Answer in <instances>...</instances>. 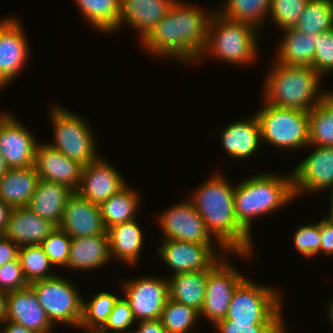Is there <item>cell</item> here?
Segmentation results:
<instances>
[{
	"instance_id": "21",
	"label": "cell",
	"mask_w": 333,
	"mask_h": 333,
	"mask_svg": "<svg viewBox=\"0 0 333 333\" xmlns=\"http://www.w3.org/2000/svg\"><path fill=\"white\" fill-rule=\"evenodd\" d=\"M57 226L35 214L28 207H16L11 210L5 231V237L19 247L24 245H41Z\"/></svg>"
},
{
	"instance_id": "46",
	"label": "cell",
	"mask_w": 333,
	"mask_h": 333,
	"mask_svg": "<svg viewBox=\"0 0 333 333\" xmlns=\"http://www.w3.org/2000/svg\"><path fill=\"white\" fill-rule=\"evenodd\" d=\"M321 248L320 252L333 255V223L324 218L321 220Z\"/></svg>"
},
{
	"instance_id": "19",
	"label": "cell",
	"mask_w": 333,
	"mask_h": 333,
	"mask_svg": "<svg viewBox=\"0 0 333 333\" xmlns=\"http://www.w3.org/2000/svg\"><path fill=\"white\" fill-rule=\"evenodd\" d=\"M126 185L121 174L106 160L98 157L83 166L81 184L77 192L85 199L100 205Z\"/></svg>"
},
{
	"instance_id": "10",
	"label": "cell",
	"mask_w": 333,
	"mask_h": 333,
	"mask_svg": "<svg viewBox=\"0 0 333 333\" xmlns=\"http://www.w3.org/2000/svg\"><path fill=\"white\" fill-rule=\"evenodd\" d=\"M245 278L224 257L207 270L206 295L199 317L209 319L213 325L226 318L232 295Z\"/></svg>"
},
{
	"instance_id": "36",
	"label": "cell",
	"mask_w": 333,
	"mask_h": 333,
	"mask_svg": "<svg viewBox=\"0 0 333 333\" xmlns=\"http://www.w3.org/2000/svg\"><path fill=\"white\" fill-rule=\"evenodd\" d=\"M25 278L28 283L49 279L55 277L56 274H51L53 265L50 263L41 245H24L19 248L18 256Z\"/></svg>"
},
{
	"instance_id": "13",
	"label": "cell",
	"mask_w": 333,
	"mask_h": 333,
	"mask_svg": "<svg viewBox=\"0 0 333 333\" xmlns=\"http://www.w3.org/2000/svg\"><path fill=\"white\" fill-rule=\"evenodd\" d=\"M158 248V255L174 270V274L210 270L224 257L216 254L211 244L181 242L163 239Z\"/></svg>"
},
{
	"instance_id": "39",
	"label": "cell",
	"mask_w": 333,
	"mask_h": 333,
	"mask_svg": "<svg viewBox=\"0 0 333 333\" xmlns=\"http://www.w3.org/2000/svg\"><path fill=\"white\" fill-rule=\"evenodd\" d=\"M71 237L59 227H56L43 241V247L50 263L54 266L65 267L68 263Z\"/></svg>"
},
{
	"instance_id": "42",
	"label": "cell",
	"mask_w": 333,
	"mask_h": 333,
	"mask_svg": "<svg viewBox=\"0 0 333 333\" xmlns=\"http://www.w3.org/2000/svg\"><path fill=\"white\" fill-rule=\"evenodd\" d=\"M135 321L129 303L125 298H119L107 322L99 331L101 333H132L129 327L134 326ZM111 330L113 331L110 332Z\"/></svg>"
},
{
	"instance_id": "38",
	"label": "cell",
	"mask_w": 333,
	"mask_h": 333,
	"mask_svg": "<svg viewBox=\"0 0 333 333\" xmlns=\"http://www.w3.org/2000/svg\"><path fill=\"white\" fill-rule=\"evenodd\" d=\"M309 0H271L269 15L284 30L296 27Z\"/></svg>"
},
{
	"instance_id": "48",
	"label": "cell",
	"mask_w": 333,
	"mask_h": 333,
	"mask_svg": "<svg viewBox=\"0 0 333 333\" xmlns=\"http://www.w3.org/2000/svg\"><path fill=\"white\" fill-rule=\"evenodd\" d=\"M0 324H6V327L2 328L1 333H39L34 330L28 329L17 322H12L6 319Z\"/></svg>"
},
{
	"instance_id": "53",
	"label": "cell",
	"mask_w": 333,
	"mask_h": 333,
	"mask_svg": "<svg viewBox=\"0 0 333 333\" xmlns=\"http://www.w3.org/2000/svg\"><path fill=\"white\" fill-rule=\"evenodd\" d=\"M331 191V199H330V216H328L326 219H328L331 223H333V190Z\"/></svg>"
},
{
	"instance_id": "32",
	"label": "cell",
	"mask_w": 333,
	"mask_h": 333,
	"mask_svg": "<svg viewBox=\"0 0 333 333\" xmlns=\"http://www.w3.org/2000/svg\"><path fill=\"white\" fill-rule=\"evenodd\" d=\"M309 145L333 147V92L309 111Z\"/></svg>"
},
{
	"instance_id": "29",
	"label": "cell",
	"mask_w": 333,
	"mask_h": 333,
	"mask_svg": "<svg viewBox=\"0 0 333 333\" xmlns=\"http://www.w3.org/2000/svg\"><path fill=\"white\" fill-rule=\"evenodd\" d=\"M169 299L201 311L207 286V270L179 273L170 276Z\"/></svg>"
},
{
	"instance_id": "33",
	"label": "cell",
	"mask_w": 333,
	"mask_h": 333,
	"mask_svg": "<svg viewBox=\"0 0 333 333\" xmlns=\"http://www.w3.org/2000/svg\"><path fill=\"white\" fill-rule=\"evenodd\" d=\"M223 3L221 9H217L219 14L225 18L252 25L257 30L264 26L263 23L269 16L271 6V0H226Z\"/></svg>"
},
{
	"instance_id": "34",
	"label": "cell",
	"mask_w": 333,
	"mask_h": 333,
	"mask_svg": "<svg viewBox=\"0 0 333 333\" xmlns=\"http://www.w3.org/2000/svg\"><path fill=\"white\" fill-rule=\"evenodd\" d=\"M295 29L312 35L333 29V0H309Z\"/></svg>"
},
{
	"instance_id": "43",
	"label": "cell",
	"mask_w": 333,
	"mask_h": 333,
	"mask_svg": "<svg viewBox=\"0 0 333 333\" xmlns=\"http://www.w3.org/2000/svg\"><path fill=\"white\" fill-rule=\"evenodd\" d=\"M19 258L0 267V290L10 293L28 287Z\"/></svg>"
},
{
	"instance_id": "47",
	"label": "cell",
	"mask_w": 333,
	"mask_h": 333,
	"mask_svg": "<svg viewBox=\"0 0 333 333\" xmlns=\"http://www.w3.org/2000/svg\"><path fill=\"white\" fill-rule=\"evenodd\" d=\"M137 327L133 333H168L160 319L139 321Z\"/></svg>"
},
{
	"instance_id": "20",
	"label": "cell",
	"mask_w": 333,
	"mask_h": 333,
	"mask_svg": "<svg viewBox=\"0 0 333 333\" xmlns=\"http://www.w3.org/2000/svg\"><path fill=\"white\" fill-rule=\"evenodd\" d=\"M6 320L39 333H51L54 326L30 286L8 293Z\"/></svg>"
},
{
	"instance_id": "2",
	"label": "cell",
	"mask_w": 333,
	"mask_h": 333,
	"mask_svg": "<svg viewBox=\"0 0 333 333\" xmlns=\"http://www.w3.org/2000/svg\"><path fill=\"white\" fill-rule=\"evenodd\" d=\"M213 175L194 191L192 199L189 200L223 253L233 252L248 258L253 252L252 237L237 221L235 187L231 186L223 175Z\"/></svg>"
},
{
	"instance_id": "52",
	"label": "cell",
	"mask_w": 333,
	"mask_h": 333,
	"mask_svg": "<svg viewBox=\"0 0 333 333\" xmlns=\"http://www.w3.org/2000/svg\"><path fill=\"white\" fill-rule=\"evenodd\" d=\"M8 170V167L5 163L4 156L0 153V178Z\"/></svg>"
},
{
	"instance_id": "5",
	"label": "cell",
	"mask_w": 333,
	"mask_h": 333,
	"mask_svg": "<svg viewBox=\"0 0 333 333\" xmlns=\"http://www.w3.org/2000/svg\"><path fill=\"white\" fill-rule=\"evenodd\" d=\"M257 31L252 25L225 18L213 11L207 28L206 45L198 61L211 53L214 58L229 64L252 63L258 57Z\"/></svg>"
},
{
	"instance_id": "35",
	"label": "cell",
	"mask_w": 333,
	"mask_h": 333,
	"mask_svg": "<svg viewBox=\"0 0 333 333\" xmlns=\"http://www.w3.org/2000/svg\"><path fill=\"white\" fill-rule=\"evenodd\" d=\"M92 298L87 303L83 300L82 319L79 327H83L86 331H99L107 322L119 297L101 291Z\"/></svg>"
},
{
	"instance_id": "23",
	"label": "cell",
	"mask_w": 333,
	"mask_h": 333,
	"mask_svg": "<svg viewBox=\"0 0 333 333\" xmlns=\"http://www.w3.org/2000/svg\"><path fill=\"white\" fill-rule=\"evenodd\" d=\"M221 144L224 151L235 159L253 156L261 141V127L256 114L248 120L235 121L221 132Z\"/></svg>"
},
{
	"instance_id": "41",
	"label": "cell",
	"mask_w": 333,
	"mask_h": 333,
	"mask_svg": "<svg viewBox=\"0 0 333 333\" xmlns=\"http://www.w3.org/2000/svg\"><path fill=\"white\" fill-rule=\"evenodd\" d=\"M321 220L317 224L304 225L298 228L294 234V245L297 251L307 258L320 253L321 248Z\"/></svg>"
},
{
	"instance_id": "1",
	"label": "cell",
	"mask_w": 333,
	"mask_h": 333,
	"mask_svg": "<svg viewBox=\"0 0 333 333\" xmlns=\"http://www.w3.org/2000/svg\"><path fill=\"white\" fill-rule=\"evenodd\" d=\"M211 12L176 0L168 14L142 40V45L152 55L194 64L206 45Z\"/></svg>"
},
{
	"instance_id": "18",
	"label": "cell",
	"mask_w": 333,
	"mask_h": 333,
	"mask_svg": "<svg viewBox=\"0 0 333 333\" xmlns=\"http://www.w3.org/2000/svg\"><path fill=\"white\" fill-rule=\"evenodd\" d=\"M34 167L43 180L67 186L73 192L79 189L83 165L60 153L50 144H38Z\"/></svg>"
},
{
	"instance_id": "12",
	"label": "cell",
	"mask_w": 333,
	"mask_h": 333,
	"mask_svg": "<svg viewBox=\"0 0 333 333\" xmlns=\"http://www.w3.org/2000/svg\"><path fill=\"white\" fill-rule=\"evenodd\" d=\"M158 218L164 234L163 239L212 244V236L207 231L203 219L188 199L163 211Z\"/></svg>"
},
{
	"instance_id": "7",
	"label": "cell",
	"mask_w": 333,
	"mask_h": 333,
	"mask_svg": "<svg viewBox=\"0 0 333 333\" xmlns=\"http://www.w3.org/2000/svg\"><path fill=\"white\" fill-rule=\"evenodd\" d=\"M256 116L261 127V141L282 149L309 146V111L265 103Z\"/></svg>"
},
{
	"instance_id": "31",
	"label": "cell",
	"mask_w": 333,
	"mask_h": 333,
	"mask_svg": "<svg viewBox=\"0 0 333 333\" xmlns=\"http://www.w3.org/2000/svg\"><path fill=\"white\" fill-rule=\"evenodd\" d=\"M87 22L101 32L118 30L121 0H75Z\"/></svg>"
},
{
	"instance_id": "51",
	"label": "cell",
	"mask_w": 333,
	"mask_h": 333,
	"mask_svg": "<svg viewBox=\"0 0 333 333\" xmlns=\"http://www.w3.org/2000/svg\"><path fill=\"white\" fill-rule=\"evenodd\" d=\"M284 319H281L273 328H272V330L269 332V333H287L286 331H285V326L286 325H284V321H283Z\"/></svg>"
},
{
	"instance_id": "45",
	"label": "cell",
	"mask_w": 333,
	"mask_h": 333,
	"mask_svg": "<svg viewBox=\"0 0 333 333\" xmlns=\"http://www.w3.org/2000/svg\"><path fill=\"white\" fill-rule=\"evenodd\" d=\"M19 246L0 234V267L5 263L18 259Z\"/></svg>"
},
{
	"instance_id": "16",
	"label": "cell",
	"mask_w": 333,
	"mask_h": 333,
	"mask_svg": "<svg viewBox=\"0 0 333 333\" xmlns=\"http://www.w3.org/2000/svg\"><path fill=\"white\" fill-rule=\"evenodd\" d=\"M15 17L0 21V88L16 78L28 59V42Z\"/></svg>"
},
{
	"instance_id": "55",
	"label": "cell",
	"mask_w": 333,
	"mask_h": 333,
	"mask_svg": "<svg viewBox=\"0 0 333 333\" xmlns=\"http://www.w3.org/2000/svg\"><path fill=\"white\" fill-rule=\"evenodd\" d=\"M89 333H101L100 331H88ZM87 332V333H88Z\"/></svg>"
},
{
	"instance_id": "15",
	"label": "cell",
	"mask_w": 333,
	"mask_h": 333,
	"mask_svg": "<svg viewBox=\"0 0 333 333\" xmlns=\"http://www.w3.org/2000/svg\"><path fill=\"white\" fill-rule=\"evenodd\" d=\"M291 173L296 198L303 192L333 190V147L315 146Z\"/></svg>"
},
{
	"instance_id": "17",
	"label": "cell",
	"mask_w": 333,
	"mask_h": 333,
	"mask_svg": "<svg viewBox=\"0 0 333 333\" xmlns=\"http://www.w3.org/2000/svg\"><path fill=\"white\" fill-rule=\"evenodd\" d=\"M58 227L71 238L95 236L107 232L100 206L85 199L77 191L69 196Z\"/></svg>"
},
{
	"instance_id": "9",
	"label": "cell",
	"mask_w": 333,
	"mask_h": 333,
	"mask_svg": "<svg viewBox=\"0 0 333 333\" xmlns=\"http://www.w3.org/2000/svg\"><path fill=\"white\" fill-rule=\"evenodd\" d=\"M29 286L37 294L40 305L54 326L56 322L80 326L83 299L69 280L56 275L32 282Z\"/></svg>"
},
{
	"instance_id": "6",
	"label": "cell",
	"mask_w": 333,
	"mask_h": 333,
	"mask_svg": "<svg viewBox=\"0 0 333 333\" xmlns=\"http://www.w3.org/2000/svg\"><path fill=\"white\" fill-rule=\"evenodd\" d=\"M280 293L247 277L235 289L227 320L235 323H278L283 319Z\"/></svg>"
},
{
	"instance_id": "24",
	"label": "cell",
	"mask_w": 333,
	"mask_h": 333,
	"mask_svg": "<svg viewBox=\"0 0 333 333\" xmlns=\"http://www.w3.org/2000/svg\"><path fill=\"white\" fill-rule=\"evenodd\" d=\"M111 260L108 233L71 238L67 268L94 270Z\"/></svg>"
},
{
	"instance_id": "11",
	"label": "cell",
	"mask_w": 333,
	"mask_h": 333,
	"mask_svg": "<svg viewBox=\"0 0 333 333\" xmlns=\"http://www.w3.org/2000/svg\"><path fill=\"white\" fill-rule=\"evenodd\" d=\"M165 279L143 276L123 283V296L137 322L161 318L164 305L169 299V283Z\"/></svg>"
},
{
	"instance_id": "37",
	"label": "cell",
	"mask_w": 333,
	"mask_h": 333,
	"mask_svg": "<svg viewBox=\"0 0 333 333\" xmlns=\"http://www.w3.org/2000/svg\"><path fill=\"white\" fill-rule=\"evenodd\" d=\"M197 318L199 312L194 308L168 299L160 320L168 333H187L193 328Z\"/></svg>"
},
{
	"instance_id": "22",
	"label": "cell",
	"mask_w": 333,
	"mask_h": 333,
	"mask_svg": "<svg viewBox=\"0 0 333 333\" xmlns=\"http://www.w3.org/2000/svg\"><path fill=\"white\" fill-rule=\"evenodd\" d=\"M176 0H121L119 26L138 30L141 41L168 14Z\"/></svg>"
},
{
	"instance_id": "54",
	"label": "cell",
	"mask_w": 333,
	"mask_h": 333,
	"mask_svg": "<svg viewBox=\"0 0 333 333\" xmlns=\"http://www.w3.org/2000/svg\"><path fill=\"white\" fill-rule=\"evenodd\" d=\"M329 309L327 310L328 312V317H329V319L331 320V322H332V324H333V301L332 302H330V304H329V307H328ZM333 326V325H332Z\"/></svg>"
},
{
	"instance_id": "28",
	"label": "cell",
	"mask_w": 333,
	"mask_h": 333,
	"mask_svg": "<svg viewBox=\"0 0 333 333\" xmlns=\"http://www.w3.org/2000/svg\"><path fill=\"white\" fill-rule=\"evenodd\" d=\"M283 32L285 35L279 43L275 61L292 66L312 67L316 35L304 33L295 28Z\"/></svg>"
},
{
	"instance_id": "8",
	"label": "cell",
	"mask_w": 333,
	"mask_h": 333,
	"mask_svg": "<svg viewBox=\"0 0 333 333\" xmlns=\"http://www.w3.org/2000/svg\"><path fill=\"white\" fill-rule=\"evenodd\" d=\"M51 111L54 143L50 144L68 158L87 165L96 160V148L90 126L78 114L56 105Z\"/></svg>"
},
{
	"instance_id": "4",
	"label": "cell",
	"mask_w": 333,
	"mask_h": 333,
	"mask_svg": "<svg viewBox=\"0 0 333 333\" xmlns=\"http://www.w3.org/2000/svg\"><path fill=\"white\" fill-rule=\"evenodd\" d=\"M292 173L284 177L259 174L235 186V215L238 223L251 235L253 217L274 212L294 199Z\"/></svg>"
},
{
	"instance_id": "44",
	"label": "cell",
	"mask_w": 333,
	"mask_h": 333,
	"mask_svg": "<svg viewBox=\"0 0 333 333\" xmlns=\"http://www.w3.org/2000/svg\"><path fill=\"white\" fill-rule=\"evenodd\" d=\"M277 323H235L226 318L214 326L219 333H269Z\"/></svg>"
},
{
	"instance_id": "25",
	"label": "cell",
	"mask_w": 333,
	"mask_h": 333,
	"mask_svg": "<svg viewBox=\"0 0 333 333\" xmlns=\"http://www.w3.org/2000/svg\"><path fill=\"white\" fill-rule=\"evenodd\" d=\"M39 180L34 166L8 168L0 178V199L12 208L28 207Z\"/></svg>"
},
{
	"instance_id": "26",
	"label": "cell",
	"mask_w": 333,
	"mask_h": 333,
	"mask_svg": "<svg viewBox=\"0 0 333 333\" xmlns=\"http://www.w3.org/2000/svg\"><path fill=\"white\" fill-rule=\"evenodd\" d=\"M72 193L73 191L67 186L40 178L28 208L58 227L63 218L66 203Z\"/></svg>"
},
{
	"instance_id": "14",
	"label": "cell",
	"mask_w": 333,
	"mask_h": 333,
	"mask_svg": "<svg viewBox=\"0 0 333 333\" xmlns=\"http://www.w3.org/2000/svg\"><path fill=\"white\" fill-rule=\"evenodd\" d=\"M12 114L0 116V153L8 168L34 166L38 142Z\"/></svg>"
},
{
	"instance_id": "30",
	"label": "cell",
	"mask_w": 333,
	"mask_h": 333,
	"mask_svg": "<svg viewBox=\"0 0 333 333\" xmlns=\"http://www.w3.org/2000/svg\"><path fill=\"white\" fill-rule=\"evenodd\" d=\"M139 195L126 185L117 194L103 201L99 206L105 228L135 219L140 207Z\"/></svg>"
},
{
	"instance_id": "50",
	"label": "cell",
	"mask_w": 333,
	"mask_h": 333,
	"mask_svg": "<svg viewBox=\"0 0 333 333\" xmlns=\"http://www.w3.org/2000/svg\"><path fill=\"white\" fill-rule=\"evenodd\" d=\"M7 295L8 293L0 290V323L6 319Z\"/></svg>"
},
{
	"instance_id": "3",
	"label": "cell",
	"mask_w": 333,
	"mask_h": 333,
	"mask_svg": "<svg viewBox=\"0 0 333 333\" xmlns=\"http://www.w3.org/2000/svg\"><path fill=\"white\" fill-rule=\"evenodd\" d=\"M266 77L265 102L276 107L310 111L329 93L320 92L321 75L312 67L275 62Z\"/></svg>"
},
{
	"instance_id": "40",
	"label": "cell",
	"mask_w": 333,
	"mask_h": 333,
	"mask_svg": "<svg viewBox=\"0 0 333 333\" xmlns=\"http://www.w3.org/2000/svg\"><path fill=\"white\" fill-rule=\"evenodd\" d=\"M315 47L312 68L321 76L333 73V29L316 34Z\"/></svg>"
},
{
	"instance_id": "49",
	"label": "cell",
	"mask_w": 333,
	"mask_h": 333,
	"mask_svg": "<svg viewBox=\"0 0 333 333\" xmlns=\"http://www.w3.org/2000/svg\"><path fill=\"white\" fill-rule=\"evenodd\" d=\"M12 209L11 206L7 205L0 199V234H2L7 227Z\"/></svg>"
},
{
	"instance_id": "27",
	"label": "cell",
	"mask_w": 333,
	"mask_h": 333,
	"mask_svg": "<svg viewBox=\"0 0 333 333\" xmlns=\"http://www.w3.org/2000/svg\"><path fill=\"white\" fill-rule=\"evenodd\" d=\"M110 257L135 264L141 254L143 233L136 220H130L107 229Z\"/></svg>"
}]
</instances>
